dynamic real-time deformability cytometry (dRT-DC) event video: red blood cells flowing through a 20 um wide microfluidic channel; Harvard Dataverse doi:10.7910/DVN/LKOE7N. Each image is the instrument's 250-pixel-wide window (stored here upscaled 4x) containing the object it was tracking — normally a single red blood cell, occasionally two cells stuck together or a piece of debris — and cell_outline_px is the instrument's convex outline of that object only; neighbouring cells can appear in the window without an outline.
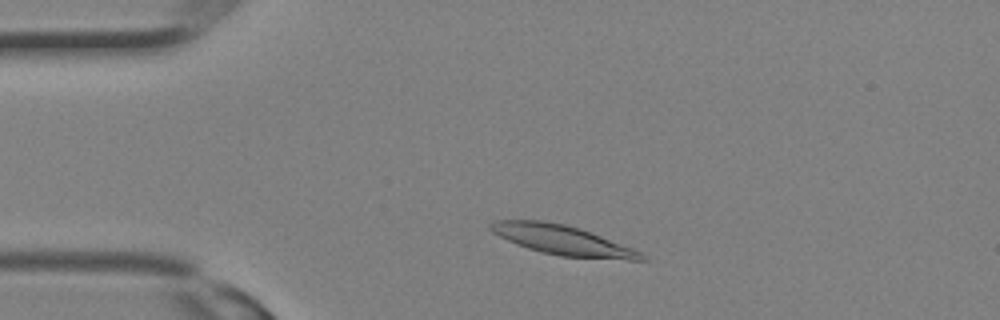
{"species": "Egyptian fruit bat (a non-hibernating species)", "species_latin": "Rousettus aegyptiacus", "temperature_condition": "room temperature", "stored_images_in_passage": 16, "camera_frame_rate_fps": 3000, "um_per_image_px": 0.085, "animal": {"sex": "female"}, "frame": {"image": 1, "passage_image": 4, "time_ms": 1.0, "image_size_px": [1000, 320], "cell_outline_px": [[648, 260], [628, 260], [560, 256], [528, 248], [508, 240], [492, 232], [488, 228], [488, 224], [496, 220], [544, 220], [564, 224], [580, 228], [632, 248], [640, 252]], "centroid_in_image_um": [47.79, 20.4], "position_along_channel_um": 37.2, "area_um2": 25.78}}
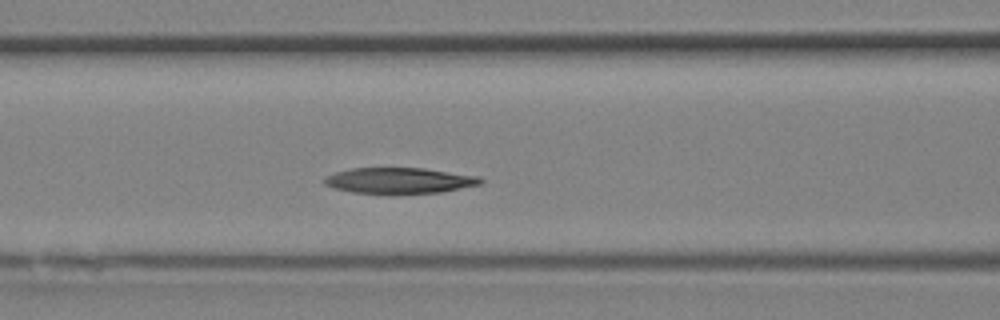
{"frame": {"image": 2, "passage_image": 10, "time_ms": 3.0, "image_size_px": [1000, 320], "cell_outline_px": [[484, 184], [440, 192], [352, 192], [332, 188], [324, 184], [324, 180], [328, 176], [336, 172], [352, 168], [424, 168], [480, 176], [484, 180]], "centroid_in_image_um": [34.01, 15.32], "position_along_channel_um": 132.6, "area_um2": 23.06}}
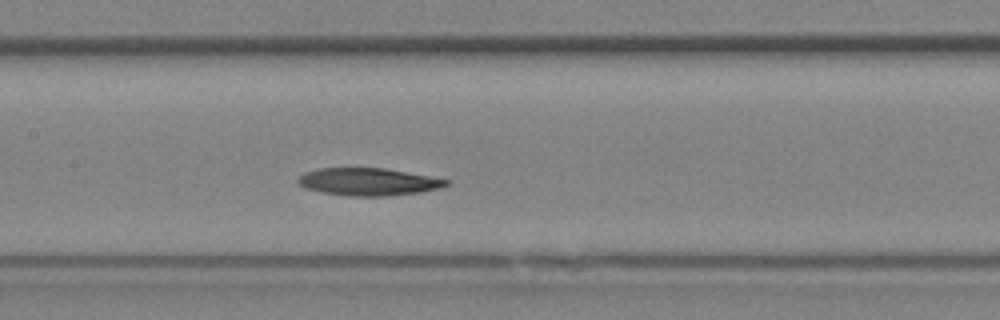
{"frame": {"image": 3, "passage_image": 12, "time_ms": 3.667, "image_size_px": [1000, 320], "cell_outline_px": [[452, 180], [448, 184], [440, 188], [420, 192], [384, 196], [348, 196], [320, 192], [304, 188], [296, 180], [304, 172], [320, 168], [384, 168]], "centroid_in_image_um": [31.29, 15.45], "position_along_channel_um": 176.1, "area_um2": 23.76}}